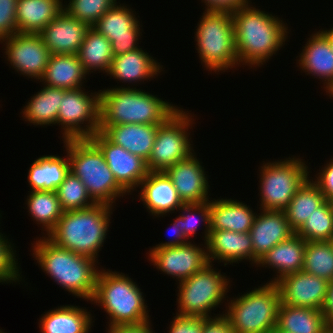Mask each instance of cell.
<instances>
[{"label":"cell","mask_w":333,"mask_h":333,"mask_svg":"<svg viewBox=\"0 0 333 333\" xmlns=\"http://www.w3.org/2000/svg\"><path fill=\"white\" fill-rule=\"evenodd\" d=\"M313 181L325 196L326 200L333 203V159L318 173Z\"/></svg>","instance_id":"45"},{"label":"cell","mask_w":333,"mask_h":333,"mask_svg":"<svg viewBox=\"0 0 333 333\" xmlns=\"http://www.w3.org/2000/svg\"><path fill=\"white\" fill-rule=\"evenodd\" d=\"M207 8L206 11L232 12L239 7L249 4V0H202Z\"/></svg>","instance_id":"47"},{"label":"cell","mask_w":333,"mask_h":333,"mask_svg":"<svg viewBox=\"0 0 333 333\" xmlns=\"http://www.w3.org/2000/svg\"><path fill=\"white\" fill-rule=\"evenodd\" d=\"M280 302L277 284L268 282L233 298L223 315L235 333H269L277 327Z\"/></svg>","instance_id":"7"},{"label":"cell","mask_w":333,"mask_h":333,"mask_svg":"<svg viewBox=\"0 0 333 333\" xmlns=\"http://www.w3.org/2000/svg\"><path fill=\"white\" fill-rule=\"evenodd\" d=\"M87 93L81 88L66 90L61 98L57 124L63 125L64 140L90 138L100 130V91Z\"/></svg>","instance_id":"12"},{"label":"cell","mask_w":333,"mask_h":333,"mask_svg":"<svg viewBox=\"0 0 333 333\" xmlns=\"http://www.w3.org/2000/svg\"><path fill=\"white\" fill-rule=\"evenodd\" d=\"M320 32L327 38V40L331 46V49L333 51V27L330 28V30H323Z\"/></svg>","instance_id":"51"},{"label":"cell","mask_w":333,"mask_h":333,"mask_svg":"<svg viewBox=\"0 0 333 333\" xmlns=\"http://www.w3.org/2000/svg\"><path fill=\"white\" fill-rule=\"evenodd\" d=\"M177 109L136 87L100 90V126L161 124Z\"/></svg>","instance_id":"4"},{"label":"cell","mask_w":333,"mask_h":333,"mask_svg":"<svg viewBox=\"0 0 333 333\" xmlns=\"http://www.w3.org/2000/svg\"><path fill=\"white\" fill-rule=\"evenodd\" d=\"M141 289L127 275L99 270L91 300L109 315V327L142 325L150 321Z\"/></svg>","instance_id":"5"},{"label":"cell","mask_w":333,"mask_h":333,"mask_svg":"<svg viewBox=\"0 0 333 333\" xmlns=\"http://www.w3.org/2000/svg\"><path fill=\"white\" fill-rule=\"evenodd\" d=\"M0 233V282L13 283L20 280L19 267L13 245Z\"/></svg>","instance_id":"42"},{"label":"cell","mask_w":333,"mask_h":333,"mask_svg":"<svg viewBox=\"0 0 333 333\" xmlns=\"http://www.w3.org/2000/svg\"><path fill=\"white\" fill-rule=\"evenodd\" d=\"M231 13L239 64L264 65L285 44L288 28L278 17L251 7L250 3Z\"/></svg>","instance_id":"1"},{"label":"cell","mask_w":333,"mask_h":333,"mask_svg":"<svg viewBox=\"0 0 333 333\" xmlns=\"http://www.w3.org/2000/svg\"><path fill=\"white\" fill-rule=\"evenodd\" d=\"M173 319L169 333H202V317L177 314Z\"/></svg>","instance_id":"44"},{"label":"cell","mask_w":333,"mask_h":333,"mask_svg":"<svg viewBox=\"0 0 333 333\" xmlns=\"http://www.w3.org/2000/svg\"><path fill=\"white\" fill-rule=\"evenodd\" d=\"M56 155L41 156L31 165L28 183L31 191H56L70 171V162Z\"/></svg>","instance_id":"32"},{"label":"cell","mask_w":333,"mask_h":333,"mask_svg":"<svg viewBox=\"0 0 333 333\" xmlns=\"http://www.w3.org/2000/svg\"><path fill=\"white\" fill-rule=\"evenodd\" d=\"M212 263L179 283L178 313L183 316L210 317L213 308L218 307L228 292L229 280L215 271Z\"/></svg>","instance_id":"10"},{"label":"cell","mask_w":333,"mask_h":333,"mask_svg":"<svg viewBox=\"0 0 333 333\" xmlns=\"http://www.w3.org/2000/svg\"><path fill=\"white\" fill-rule=\"evenodd\" d=\"M85 75L77 54H51L40 82L49 87L73 90L82 88Z\"/></svg>","instance_id":"29"},{"label":"cell","mask_w":333,"mask_h":333,"mask_svg":"<svg viewBox=\"0 0 333 333\" xmlns=\"http://www.w3.org/2000/svg\"><path fill=\"white\" fill-rule=\"evenodd\" d=\"M66 89L44 86L36 95L32 96L22 110L25 121L33 125H50L57 123V116L61 98Z\"/></svg>","instance_id":"34"},{"label":"cell","mask_w":333,"mask_h":333,"mask_svg":"<svg viewBox=\"0 0 333 333\" xmlns=\"http://www.w3.org/2000/svg\"><path fill=\"white\" fill-rule=\"evenodd\" d=\"M192 119L189 112L178 108L159 124L151 155L146 162L149 172H165L193 154L191 138H188L187 132L192 126Z\"/></svg>","instance_id":"11"},{"label":"cell","mask_w":333,"mask_h":333,"mask_svg":"<svg viewBox=\"0 0 333 333\" xmlns=\"http://www.w3.org/2000/svg\"><path fill=\"white\" fill-rule=\"evenodd\" d=\"M171 225L173 226V230H174L173 231V234H174L173 240H168V242L160 243L151 249L177 247V246L188 244L190 242V241H188L189 239L186 237V235L183 233V231L180 227L179 216H178V218H175V221Z\"/></svg>","instance_id":"48"},{"label":"cell","mask_w":333,"mask_h":333,"mask_svg":"<svg viewBox=\"0 0 333 333\" xmlns=\"http://www.w3.org/2000/svg\"><path fill=\"white\" fill-rule=\"evenodd\" d=\"M159 124H120L100 126L111 142L148 161Z\"/></svg>","instance_id":"23"},{"label":"cell","mask_w":333,"mask_h":333,"mask_svg":"<svg viewBox=\"0 0 333 333\" xmlns=\"http://www.w3.org/2000/svg\"><path fill=\"white\" fill-rule=\"evenodd\" d=\"M210 230L250 232L257 214L237 200L218 199L209 201Z\"/></svg>","instance_id":"26"},{"label":"cell","mask_w":333,"mask_h":333,"mask_svg":"<svg viewBox=\"0 0 333 333\" xmlns=\"http://www.w3.org/2000/svg\"><path fill=\"white\" fill-rule=\"evenodd\" d=\"M26 203L29 214L37 224H42L47 235L64 213L56 191H31Z\"/></svg>","instance_id":"36"},{"label":"cell","mask_w":333,"mask_h":333,"mask_svg":"<svg viewBox=\"0 0 333 333\" xmlns=\"http://www.w3.org/2000/svg\"><path fill=\"white\" fill-rule=\"evenodd\" d=\"M199 22L196 46L206 69L216 73L239 65L232 13L205 10Z\"/></svg>","instance_id":"8"},{"label":"cell","mask_w":333,"mask_h":333,"mask_svg":"<svg viewBox=\"0 0 333 333\" xmlns=\"http://www.w3.org/2000/svg\"><path fill=\"white\" fill-rule=\"evenodd\" d=\"M322 311L327 321L333 320V280L328 284L327 297Z\"/></svg>","instance_id":"50"},{"label":"cell","mask_w":333,"mask_h":333,"mask_svg":"<svg viewBox=\"0 0 333 333\" xmlns=\"http://www.w3.org/2000/svg\"><path fill=\"white\" fill-rule=\"evenodd\" d=\"M80 306L63 305L49 310L39 324L42 333H88L92 327V317ZM41 325V327H40Z\"/></svg>","instance_id":"30"},{"label":"cell","mask_w":333,"mask_h":333,"mask_svg":"<svg viewBox=\"0 0 333 333\" xmlns=\"http://www.w3.org/2000/svg\"><path fill=\"white\" fill-rule=\"evenodd\" d=\"M32 247L38 265L51 279L73 295L92 300L99 273L96 260L60 248L45 236Z\"/></svg>","instance_id":"3"},{"label":"cell","mask_w":333,"mask_h":333,"mask_svg":"<svg viewBox=\"0 0 333 333\" xmlns=\"http://www.w3.org/2000/svg\"><path fill=\"white\" fill-rule=\"evenodd\" d=\"M204 245H206L209 263L212 259L225 261V266L244 259L254 263V250L249 232L210 230Z\"/></svg>","instance_id":"21"},{"label":"cell","mask_w":333,"mask_h":333,"mask_svg":"<svg viewBox=\"0 0 333 333\" xmlns=\"http://www.w3.org/2000/svg\"><path fill=\"white\" fill-rule=\"evenodd\" d=\"M202 333H235L224 315L202 317Z\"/></svg>","instance_id":"46"},{"label":"cell","mask_w":333,"mask_h":333,"mask_svg":"<svg viewBox=\"0 0 333 333\" xmlns=\"http://www.w3.org/2000/svg\"><path fill=\"white\" fill-rule=\"evenodd\" d=\"M89 28L63 10L38 34L51 54H77Z\"/></svg>","instance_id":"18"},{"label":"cell","mask_w":333,"mask_h":333,"mask_svg":"<svg viewBox=\"0 0 333 333\" xmlns=\"http://www.w3.org/2000/svg\"><path fill=\"white\" fill-rule=\"evenodd\" d=\"M269 333H286L278 329L277 327H274Z\"/></svg>","instance_id":"53"},{"label":"cell","mask_w":333,"mask_h":333,"mask_svg":"<svg viewBox=\"0 0 333 333\" xmlns=\"http://www.w3.org/2000/svg\"><path fill=\"white\" fill-rule=\"evenodd\" d=\"M108 333H153L150 322L142 325L114 326L109 327Z\"/></svg>","instance_id":"49"},{"label":"cell","mask_w":333,"mask_h":333,"mask_svg":"<svg viewBox=\"0 0 333 333\" xmlns=\"http://www.w3.org/2000/svg\"><path fill=\"white\" fill-rule=\"evenodd\" d=\"M327 320L322 310L294 307L280 302L277 328L286 333H324Z\"/></svg>","instance_id":"31"},{"label":"cell","mask_w":333,"mask_h":333,"mask_svg":"<svg viewBox=\"0 0 333 333\" xmlns=\"http://www.w3.org/2000/svg\"><path fill=\"white\" fill-rule=\"evenodd\" d=\"M3 42L7 61L17 72L38 81L43 77L51 53L39 34L15 33Z\"/></svg>","instance_id":"13"},{"label":"cell","mask_w":333,"mask_h":333,"mask_svg":"<svg viewBox=\"0 0 333 333\" xmlns=\"http://www.w3.org/2000/svg\"><path fill=\"white\" fill-rule=\"evenodd\" d=\"M306 241L296 233L290 238L275 245L267 251L257 262V266H265L276 269L277 277L271 279V283H276L286 275L303 270L305 258Z\"/></svg>","instance_id":"25"},{"label":"cell","mask_w":333,"mask_h":333,"mask_svg":"<svg viewBox=\"0 0 333 333\" xmlns=\"http://www.w3.org/2000/svg\"><path fill=\"white\" fill-rule=\"evenodd\" d=\"M325 201L318 186L308 178L284 210L290 227L296 232Z\"/></svg>","instance_id":"35"},{"label":"cell","mask_w":333,"mask_h":333,"mask_svg":"<svg viewBox=\"0 0 333 333\" xmlns=\"http://www.w3.org/2000/svg\"><path fill=\"white\" fill-rule=\"evenodd\" d=\"M254 250V264L275 245L287 240L295 231L290 227L285 211L262 210L250 229Z\"/></svg>","instance_id":"20"},{"label":"cell","mask_w":333,"mask_h":333,"mask_svg":"<svg viewBox=\"0 0 333 333\" xmlns=\"http://www.w3.org/2000/svg\"><path fill=\"white\" fill-rule=\"evenodd\" d=\"M195 152L185 160L177 162L165 173L171 179L184 204L208 202V178Z\"/></svg>","instance_id":"19"},{"label":"cell","mask_w":333,"mask_h":333,"mask_svg":"<svg viewBox=\"0 0 333 333\" xmlns=\"http://www.w3.org/2000/svg\"><path fill=\"white\" fill-rule=\"evenodd\" d=\"M112 209L111 205L96 203L85 209L66 211L46 238L60 248L97 260Z\"/></svg>","instance_id":"2"},{"label":"cell","mask_w":333,"mask_h":333,"mask_svg":"<svg viewBox=\"0 0 333 333\" xmlns=\"http://www.w3.org/2000/svg\"><path fill=\"white\" fill-rule=\"evenodd\" d=\"M68 152L70 171L85 185L95 203L113 205L127 192L117 183L100 148L90 139L63 140Z\"/></svg>","instance_id":"6"},{"label":"cell","mask_w":333,"mask_h":333,"mask_svg":"<svg viewBox=\"0 0 333 333\" xmlns=\"http://www.w3.org/2000/svg\"><path fill=\"white\" fill-rule=\"evenodd\" d=\"M116 4V0H70L63 9L73 18L92 27Z\"/></svg>","instance_id":"40"},{"label":"cell","mask_w":333,"mask_h":333,"mask_svg":"<svg viewBox=\"0 0 333 333\" xmlns=\"http://www.w3.org/2000/svg\"><path fill=\"white\" fill-rule=\"evenodd\" d=\"M90 139L100 148L115 180L127 193L140 187L149 172L144 159L114 144L101 131Z\"/></svg>","instance_id":"14"},{"label":"cell","mask_w":333,"mask_h":333,"mask_svg":"<svg viewBox=\"0 0 333 333\" xmlns=\"http://www.w3.org/2000/svg\"><path fill=\"white\" fill-rule=\"evenodd\" d=\"M133 12L125 5L116 4L92 26L111 42L113 56L140 48L137 45L140 23Z\"/></svg>","instance_id":"15"},{"label":"cell","mask_w":333,"mask_h":333,"mask_svg":"<svg viewBox=\"0 0 333 333\" xmlns=\"http://www.w3.org/2000/svg\"><path fill=\"white\" fill-rule=\"evenodd\" d=\"M303 271L328 282L333 280L332 241L306 242Z\"/></svg>","instance_id":"37"},{"label":"cell","mask_w":333,"mask_h":333,"mask_svg":"<svg viewBox=\"0 0 333 333\" xmlns=\"http://www.w3.org/2000/svg\"><path fill=\"white\" fill-rule=\"evenodd\" d=\"M306 242L332 241L333 239V203L326 200L308 217L295 232Z\"/></svg>","instance_id":"38"},{"label":"cell","mask_w":333,"mask_h":333,"mask_svg":"<svg viewBox=\"0 0 333 333\" xmlns=\"http://www.w3.org/2000/svg\"><path fill=\"white\" fill-rule=\"evenodd\" d=\"M178 210H181V212L183 211V214L179 216V224L188 239H190L191 236L194 237L197 231L199 220H197L195 214H198L201 217L202 222H205L204 225L206 224V229L204 231V241L206 243L210 231L209 201L204 203L183 204Z\"/></svg>","instance_id":"41"},{"label":"cell","mask_w":333,"mask_h":333,"mask_svg":"<svg viewBox=\"0 0 333 333\" xmlns=\"http://www.w3.org/2000/svg\"><path fill=\"white\" fill-rule=\"evenodd\" d=\"M77 56L87 74L102 70L107 75L114 57L111 42L93 27L88 29Z\"/></svg>","instance_id":"33"},{"label":"cell","mask_w":333,"mask_h":333,"mask_svg":"<svg viewBox=\"0 0 333 333\" xmlns=\"http://www.w3.org/2000/svg\"><path fill=\"white\" fill-rule=\"evenodd\" d=\"M324 333H333V320L327 321Z\"/></svg>","instance_id":"52"},{"label":"cell","mask_w":333,"mask_h":333,"mask_svg":"<svg viewBox=\"0 0 333 333\" xmlns=\"http://www.w3.org/2000/svg\"><path fill=\"white\" fill-rule=\"evenodd\" d=\"M276 284L283 304L323 309L329 284L326 279L301 270L284 276Z\"/></svg>","instance_id":"17"},{"label":"cell","mask_w":333,"mask_h":333,"mask_svg":"<svg viewBox=\"0 0 333 333\" xmlns=\"http://www.w3.org/2000/svg\"><path fill=\"white\" fill-rule=\"evenodd\" d=\"M308 167L302 159L267 162L261 166V210L284 211L291 199L309 178Z\"/></svg>","instance_id":"9"},{"label":"cell","mask_w":333,"mask_h":333,"mask_svg":"<svg viewBox=\"0 0 333 333\" xmlns=\"http://www.w3.org/2000/svg\"><path fill=\"white\" fill-rule=\"evenodd\" d=\"M298 61L304 72L325 81L324 88L329 95L333 93V51L320 31L310 36Z\"/></svg>","instance_id":"24"},{"label":"cell","mask_w":333,"mask_h":333,"mask_svg":"<svg viewBox=\"0 0 333 333\" xmlns=\"http://www.w3.org/2000/svg\"><path fill=\"white\" fill-rule=\"evenodd\" d=\"M56 193L64 212L85 209L96 204L88 195L85 185L71 171L57 187Z\"/></svg>","instance_id":"39"},{"label":"cell","mask_w":333,"mask_h":333,"mask_svg":"<svg viewBox=\"0 0 333 333\" xmlns=\"http://www.w3.org/2000/svg\"><path fill=\"white\" fill-rule=\"evenodd\" d=\"M140 185V200L154 216L174 212L184 204L165 172H148Z\"/></svg>","instance_id":"22"},{"label":"cell","mask_w":333,"mask_h":333,"mask_svg":"<svg viewBox=\"0 0 333 333\" xmlns=\"http://www.w3.org/2000/svg\"><path fill=\"white\" fill-rule=\"evenodd\" d=\"M62 0H18L16 23L18 33L38 34L64 9Z\"/></svg>","instance_id":"28"},{"label":"cell","mask_w":333,"mask_h":333,"mask_svg":"<svg viewBox=\"0 0 333 333\" xmlns=\"http://www.w3.org/2000/svg\"><path fill=\"white\" fill-rule=\"evenodd\" d=\"M18 0H0V41L17 32L16 8Z\"/></svg>","instance_id":"43"},{"label":"cell","mask_w":333,"mask_h":333,"mask_svg":"<svg viewBox=\"0 0 333 333\" xmlns=\"http://www.w3.org/2000/svg\"><path fill=\"white\" fill-rule=\"evenodd\" d=\"M204 247L205 249L189 242L177 247L151 249L148 257L157 269L180 282L209 264L206 246Z\"/></svg>","instance_id":"16"},{"label":"cell","mask_w":333,"mask_h":333,"mask_svg":"<svg viewBox=\"0 0 333 333\" xmlns=\"http://www.w3.org/2000/svg\"><path fill=\"white\" fill-rule=\"evenodd\" d=\"M142 48L114 56L108 74L118 81L137 83L157 76L162 69ZM137 81V82H136Z\"/></svg>","instance_id":"27"}]
</instances>
